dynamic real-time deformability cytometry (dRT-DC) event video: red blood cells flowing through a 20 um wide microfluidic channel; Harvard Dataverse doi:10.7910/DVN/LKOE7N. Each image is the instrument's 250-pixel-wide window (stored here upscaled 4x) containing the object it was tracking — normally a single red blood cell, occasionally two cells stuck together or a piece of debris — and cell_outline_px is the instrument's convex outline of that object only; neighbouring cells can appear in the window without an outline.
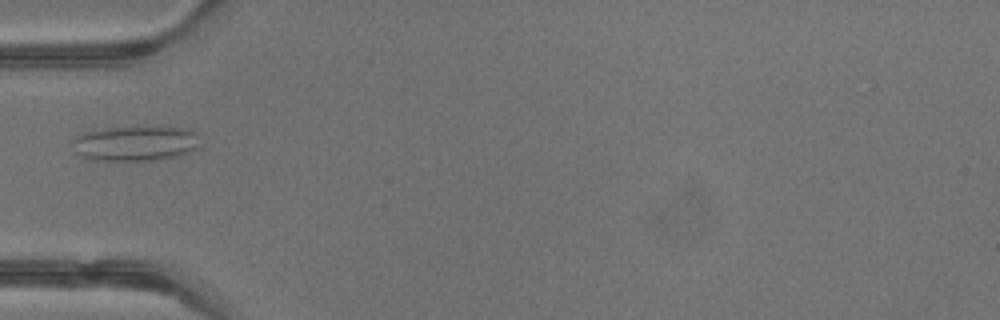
{"species": "common noctule bat (a hibernating species)", "species_latin": "Nyctalus noctula", "temperature_condition": "warm", "stored_images_in_passage": 29, "camera_frame_rate_fps": 3000, "um_per_image_px": 0.085, "animal": {"sex": "male", "body_mass_g": 13.3}, "frame": {"image": 1, "passage_image": 1, "time_ms": 0.0, "image_size_px": [1000, 320], "cell_outline_px": [[196, 148], [188, 152], [156, 160], [92, 160], [76, 152], [72, 140], [72, 136], [84, 132], [104, 128], [156, 124], [168, 124], [184, 128], [192, 132], [196, 136]], "centroid_in_image_um": [11.46, 12.12], "position_along_channel_um": 73.5, "area_um2": 26.53}}
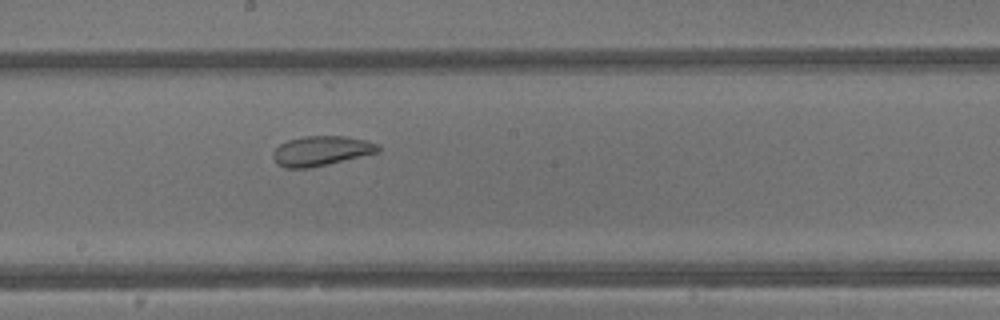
{"frame": {"image": 2, "passage_image": 10, "time_ms": 3.0, "image_size_px": [1000, 320], "cell_outline_px": [[380, 152], [328, 164], [308, 168], [284, 168], [276, 164], [272, 156], [272, 152], [280, 144], [288, 140], [304, 136], [344, 136], [364, 140], [376, 144], [380, 148]], "centroid_in_image_um": [27.26, 12.83], "position_along_channel_um": 220.9, "area_um2": 18.21}}
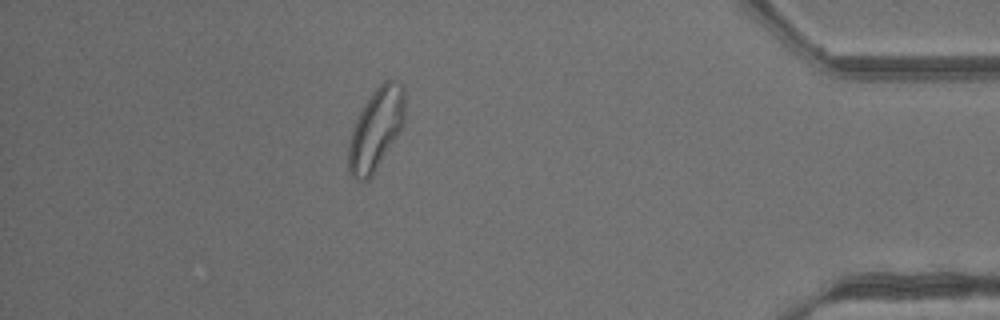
{"frame": {"image": 3, "passage_image": 24, "time_ms": 7.667, "image_size_px": [1000, 320], "cell_outline_px": [[404, 124], [400, 132], [372, 176], [368, 180], [356, 180], [352, 176], [348, 168], [348, 144], [352, 128], [364, 104], [376, 88], [384, 80], [392, 80], [400, 84], [404, 88]], "centroid_in_image_um": [31.95, 11.0], "position_along_channel_um": 403.2, "area_um2": 26.7}}